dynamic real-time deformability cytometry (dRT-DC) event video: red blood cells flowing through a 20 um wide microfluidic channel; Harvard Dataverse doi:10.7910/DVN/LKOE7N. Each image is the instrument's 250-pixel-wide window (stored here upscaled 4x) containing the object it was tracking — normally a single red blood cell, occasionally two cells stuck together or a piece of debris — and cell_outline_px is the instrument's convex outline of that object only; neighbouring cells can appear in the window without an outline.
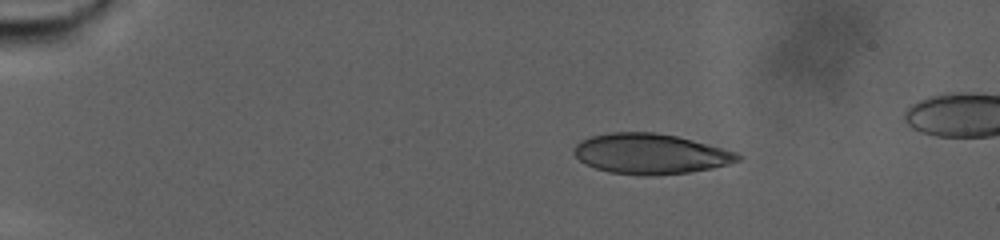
{"species": "human", "species_latin": "Homo sapiens", "temperature_condition": "warm", "stored_images_in_passage": 73, "camera_frame_rate_fps": 3000, "um_per_image_px": 0.085, "donor": {"sex": "male"}, "frame": {"image": 1, "passage_image": 1, "time_ms": 0.0, "image_size_px": [1000, 240], "cell_outline_px": [[740, 160], [728, 164], [712, 168], [688, 172], [648, 176], [644, 176], [612, 172], [596, 168], [580, 160], [572, 152], [572, 148], [580, 140], [592, 136], [608, 132], [652, 132], [676, 136], [692, 140], [736, 152], [740, 156]], "centroid_in_image_um": [55.25, 13.07], "position_along_channel_um": 29.8, "area_um2": 38.15}}
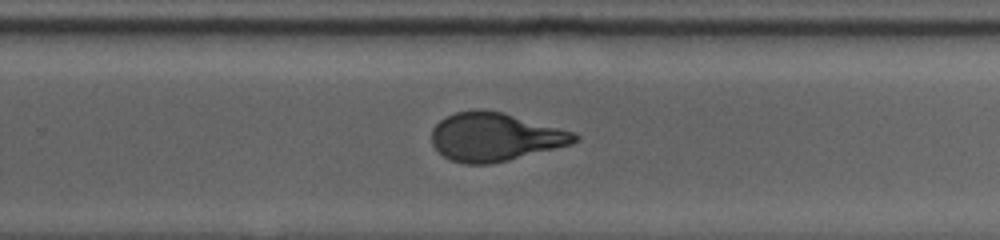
{"frame": {"image": 2, "passage_image": 45, "time_ms": 14.667, "image_size_px": [1000, 240], "cell_outline_px": [[580, 140], [572, 144], [492, 164], [464, 164], [452, 160], [444, 156], [432, 144], [432, 128], [440, 120], [456, 112], [480, 108], [504, 112], [572, 132], [580, 136]], "centroid_in_image_um": [42.06, 11.63], "position_along_channel_um": 287.7, "area_um2": 40.17}}
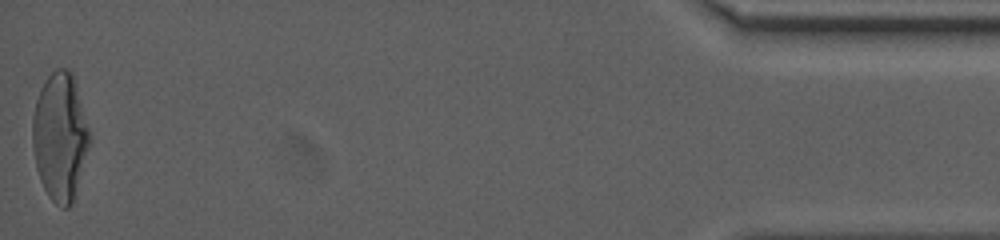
{"frame": {"image": 3, "passage_image": 73, "time_ms": 24.0, "image_size_px": [1000, 240], "cell_outline_px": [[92, 140], [72, 204], [68, 208], [60, 208], [48, 196], [40, 180], [36, 168], [32, 148], [32, 120], [36, 100], [40, 88], [44, 80], [56, 68], [68, 68], [72, 72]], "centroid_in_image_um": [5.1, 11.63], "position_along_channel_um": 430.1, "area_um2": 42.83}, "authors_computed_cell_mechanics": {"area_um2": 40.6912, "velocity_mm_per_s": 2.3992, "shape_relaxation_time_tau1_ms": 8.9743, "shape_relaxation_time_tau2_ms": 1.1732, "deformation_change_tau1": 0.2476, "deformation_change_tau2": 0.0759}}